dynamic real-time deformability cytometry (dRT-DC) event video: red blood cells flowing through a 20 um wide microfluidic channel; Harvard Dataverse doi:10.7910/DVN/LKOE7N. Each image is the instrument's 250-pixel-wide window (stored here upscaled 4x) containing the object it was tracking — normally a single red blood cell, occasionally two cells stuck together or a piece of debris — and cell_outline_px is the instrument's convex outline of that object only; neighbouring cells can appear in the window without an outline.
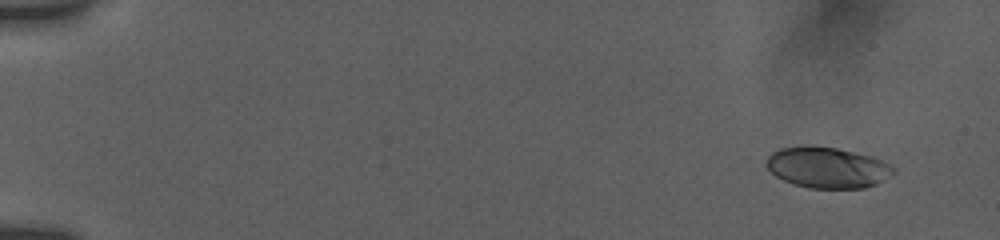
{"species": "human", "species_latin": "Homo sapiens", "temperature_condition": "room temperature", "stored_images_in_passage": 28, "camera_frame_rate_fps": 3000, "um_per_image_px": 0.085, "donor": {"sex": "female"}, "frame": {"image": 1, "passage_image": 1, "time_ms": 0.0, "image_size_px": [1000, 240], "cell_outline_px": [[896, 172], [892, 176], [876, 184], [864, 188], [808, 188], [792, 184], [776, 176], [764, 164], [768, 156], [772, 152], [780, 148], [804, 144], [812, 144], [836, 148], [872, 156], [896, 168]], "centroid_in_image_um": [70.31, 14.23], "position_along_channel_um": 14.7, "area_um2": 30.75}}
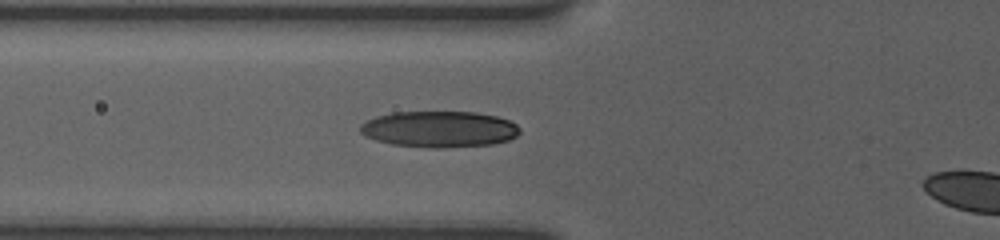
{"frame": {"image": 2, "passage_image": 16, "time_ms": 6.0, "image_size_px": [1000, 240], "cell_outline_px": [[520, 132], [516, 136], [508, 140], [492, 144], [444, 148], [428, 148], [392, 144], [376, 140], [364, 136], [360, 132], [360, 124], [376, 116], [392, 112], [476, 112], [496, 116], [508, 120], [516, 124], [520, 128]], "centroid_in_image_um": [37.33, 10.98], "position_along_channel_um": 88.5, "area_um2": 33.81}}
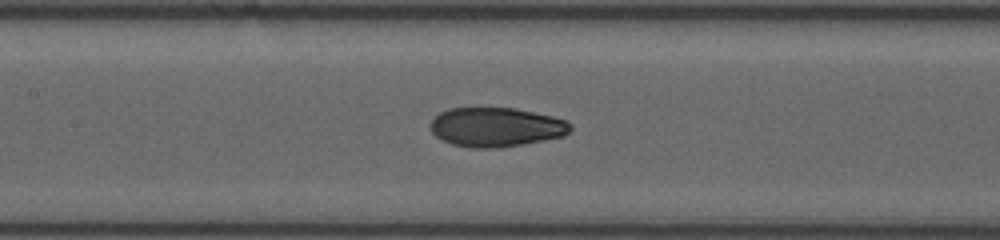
{"frame": {"image": 3, "passage_image": 22, "time_ms": 8.0, "image_size_px": [1000, 240], "cell_outline_px": [[572, 128], [564, 136], [544, 140], [520, 144], [492, 148], [472, 148], [452, 144], [436, 136], [432, 132], [432, 120], [440, 112], [448, 108], [512, 108], [552, 116], [568, 120], [572, 124]], "centroid_in_image_um": [42.19, 10.8], "position_along_channel_um": 165.2, "area_um2": 31.73}}